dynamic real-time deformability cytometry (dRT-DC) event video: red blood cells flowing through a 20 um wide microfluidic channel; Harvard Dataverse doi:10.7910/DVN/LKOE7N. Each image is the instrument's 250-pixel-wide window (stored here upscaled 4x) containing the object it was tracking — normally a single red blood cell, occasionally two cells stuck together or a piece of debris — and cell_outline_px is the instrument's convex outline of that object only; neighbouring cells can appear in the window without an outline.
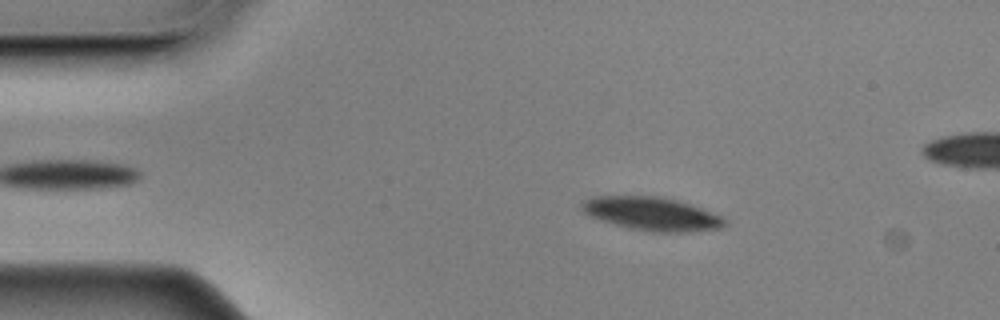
{"species": "Egyptian fruit bat (a non-hibernating species)", "species_latin": "Rousettus aegyptiacus", "temperature_condition": "cold", "stored_images_in_passage": 50, "camera_frame_rate_fps": 3000, "um_per_image_px": 0.085, "animal": {"sex": "male"}, "frame": {"image": 1, "passage_image": 10, "time_ms": 3.0, "image_size_px": [1000, 320], "cell_outline_px": [[728, 224], [720, 228], [692, 232], [652, 232], [628, 228], [600, 220], [588, 216], [580, 208], [580, 204], [584, 200], [592, 196], [660, 196], [676, 200], [700, 208], [720, 216]], "centroid_in_image_um": [55.34, 18.18], "position_along_channel_um": 29.7, "area_um2": 27.8}}
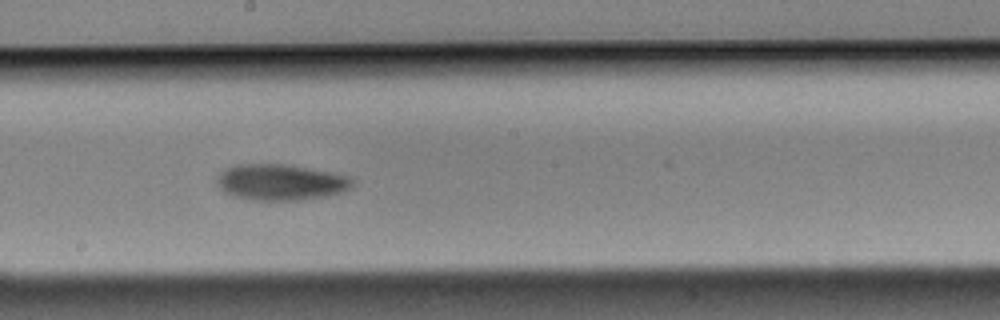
{"frame": {"image": 2, "passage_image": 31, "time_ms": 10.0, "image_size_px": [1000, 320], "cell_outline_px": [[352, 184], [348, 188], [340, 192], [324, 196], [296, 200], [252, 200], [232, 196], [216, 188], [216, 176], [220, 172], [228, 168], [240, 164], [284, 164], [332, 172], [348, 176], [352, 180]], "centroid_in_image_um": [23.76, 15.49], "position_along_channel_um": 224.4, "area_um2": 28.32}}
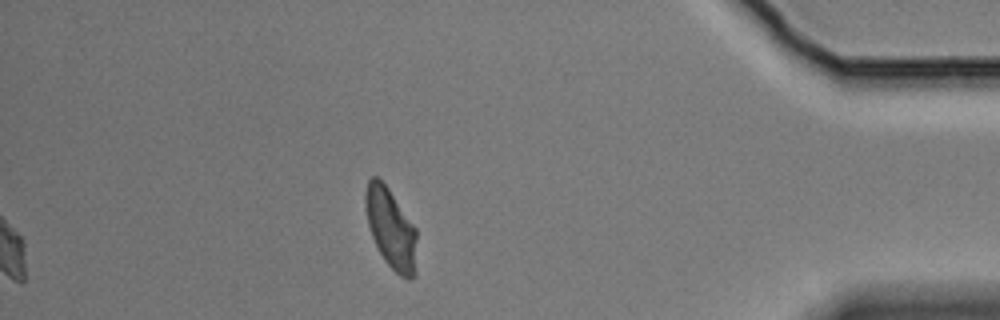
{"frame": {"image": 3, "passage_image": 50, "time_ms": 16.333, "image_size_px": [1000, 320], "cell_outline_px": [[416, 272], [408, 280], [400, 276], [384, 260], [372, 236], [368, 224], [364, 208], [364, 196], [368, 180], [372, 176], [376, 176], [388, 188], [416, 228]], "centroid_in_image_um": [33.21, 19.42], "position_along_channel_um": 402.0, "area_um2": 23.87}, "authors_computed_cell_mechanics": {"area_um2": 27.3683, "velocity_mm_per_s": 3.479, "shape_relaxation_time_tau1_ms": 2.9407, "shape_relaxation_time_tau2_ms": null, "deformation_change_tau1": 0.1015, "deformation_change_tau2": null}}